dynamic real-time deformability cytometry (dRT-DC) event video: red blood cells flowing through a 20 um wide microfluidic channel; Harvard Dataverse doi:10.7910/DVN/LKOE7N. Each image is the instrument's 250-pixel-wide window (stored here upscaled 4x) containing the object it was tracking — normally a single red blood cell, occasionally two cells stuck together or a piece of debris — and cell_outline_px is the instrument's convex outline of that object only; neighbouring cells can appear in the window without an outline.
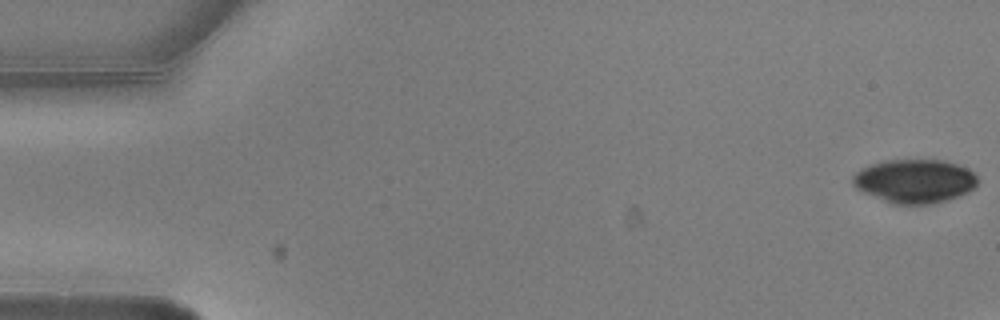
{"species": "common noctule bat (a hibernating species)", "species_latin": "Nyctalus noctula", "temperature_condition": "warm", "stored_images_in_passage": 6, "camera_frame_rate_fps": 3000, "um_per_image_px": 0.085, "animal": {"sex": "male", "body_mass_g": 20.5, "forearm_length_mm": 52.5}, "frame": {"image": 1, "passage_image": 1, "time_ms": 0.0, "image_size_px": [1000, 320], "cell_outline_px": [[976, 188], [960, 196], [948, 200], [932, 204], [896, 204], [884, 200], [864, 192], [856, 188], [852, 184], [852, 176], [860, 168], [884, 160], [944, 160], [968, 168], [976, 176]], "centroid_in_image_um": [77.75, 15.39], "position_along_channel_um": 7.2, "area_um2": 31.85}}
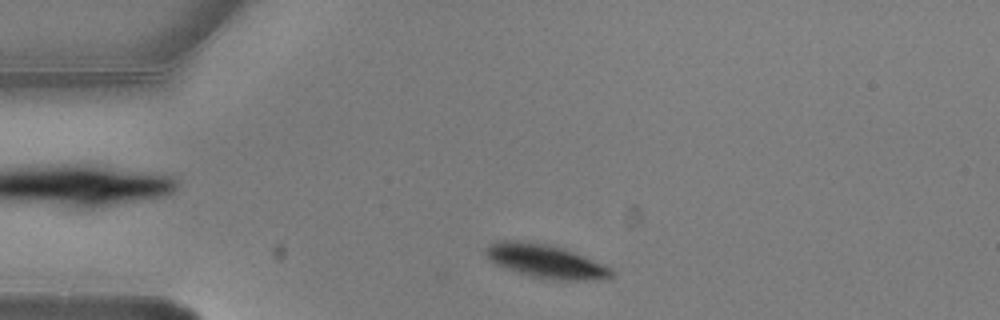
{"frame": {"image": 2, "passage_image": 6, "time_ms": 1.667, "image_size_px": [1000, 320], "cell_outline_px": [[616, 272], [612, 276], [592, 280], [548, 280], [516, 272], [504, 268], [488, 260], [484, 256], [484, 248], [488, 244], [500, 240], [516, 240], [544, 244], [564, 248], [612, 268]], "centroid_in_image_um": [46.32, 22.21], "position_along_channel_um": 38.7, "area_um2": 24.68}}